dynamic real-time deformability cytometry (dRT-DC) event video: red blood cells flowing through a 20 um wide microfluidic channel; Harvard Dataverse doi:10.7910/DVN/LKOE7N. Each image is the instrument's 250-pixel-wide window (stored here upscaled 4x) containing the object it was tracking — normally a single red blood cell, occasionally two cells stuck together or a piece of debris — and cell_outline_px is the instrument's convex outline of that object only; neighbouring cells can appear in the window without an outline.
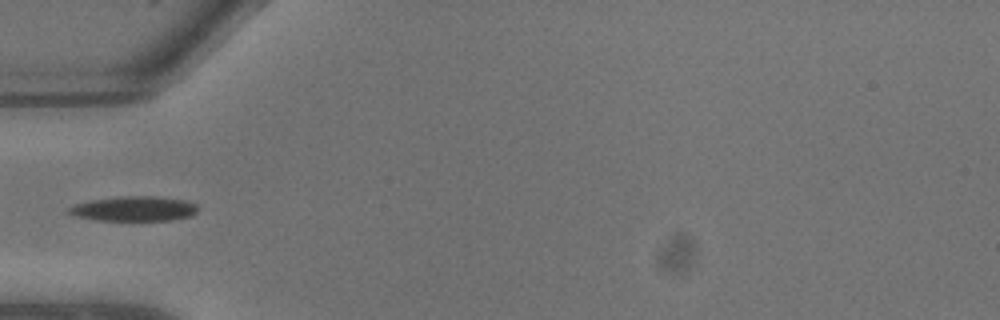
{"species": "common noctule bat (a hibernating species)", "species_latin": "Nyctalus noctula", "temperature_condition": "warm", "stored_images_in_passage": 10, "segment_of_instrument_passage": [2, 2], "camera_frame_rate_fps": 3000, "um_per_image_px": 0.085, "animal": {"sex": "male", "body_mass_g": 13.3}, "frame": {"image": 1, "passage_image": 8, "time_ms": 2.333, "image_size_px": [1000, 320], "cell_outline_px": [[196, 212], [192, 216], [172, 220], [96, 220], [72, 216], [64, 212], [68, 208], [76, 204], [92, 200], [116, 196], [152, 196], [188, 200], [196, 204]], "centroid_in_image_um": [11.36, 17.74], "position_along_channel_um": 73.6, "area_um2": 18.84}}
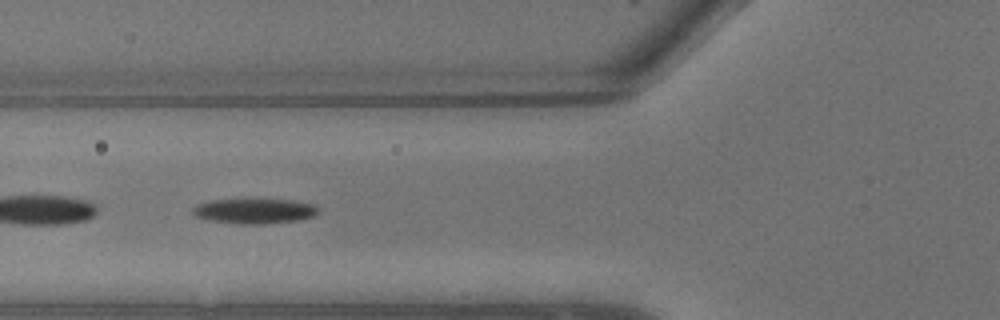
{"frame": {"image": 2, "passage_image": 9, "time_ms": 2.667, "image_size_px": [1000, 320], "cell_outline_px": [[316, 212], [312, 216], [296, 220], [260, 224], [240, 224], [212, 220], [192, 216], [192, 208], [196, 204], [212, 200], [292, 200], [316, 204]], "centroid_in_image_um": [21.57, 17.93], "position_along_channel_um": 104.2, "area_um2": 17.98}}